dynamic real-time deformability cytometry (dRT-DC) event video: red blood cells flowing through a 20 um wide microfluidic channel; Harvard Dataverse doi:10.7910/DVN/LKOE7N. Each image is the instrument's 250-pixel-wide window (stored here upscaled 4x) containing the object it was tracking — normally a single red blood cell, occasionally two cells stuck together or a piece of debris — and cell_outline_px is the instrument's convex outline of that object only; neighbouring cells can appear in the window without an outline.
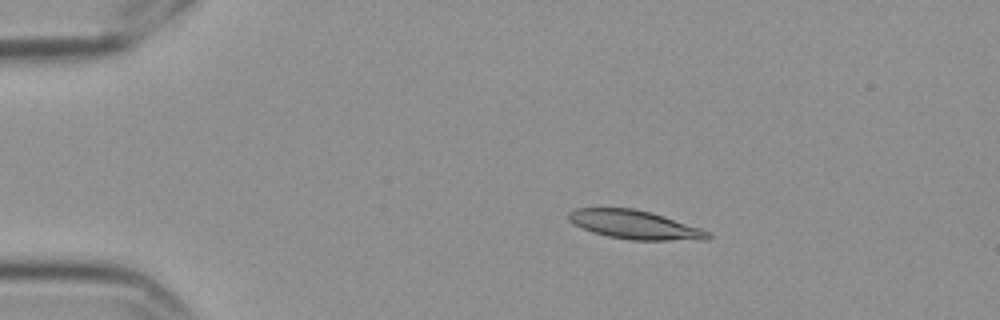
{"species": "Egyptian fruit bat (a non-hibernating species)", "species_latin": "Rousettus aegyptiacus", "temperature_condition": "cold", "stored_images_in_passage": 6, "camera_frame_rate_fps": 3000, "um_per_image_px": 0.085, "frame": {"image": 1, "passage_image": 3, "time_ms": 0.667, "image_size_px": [1000, 320], "cell_outline_px": [[712, 236], [708, 240], [632, 240], [608, 236], [592, 232], [568, 220], [568, 212], [576, 208], [632, 208], [652, 212], [700, 228], [708, 232]], "centroid_in_image_um": [53.97, 19.1], "position_along_channel_um": 31.0, "area_um2": 23.18}}
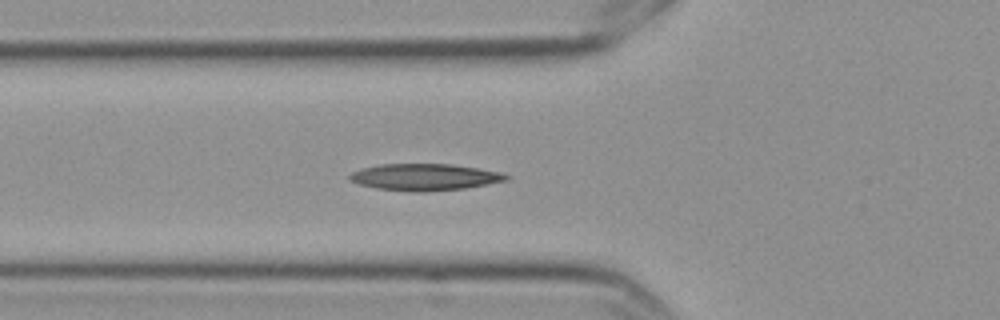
{"frame": {"image": 2, "passage_image": 6, "time_ms": 1.667, "image_size_px": [1000, 320], "cell_outline_px": [[512, 176], [508, 180], [464, 188], [424, 192], [416, 192], [376, 188], [360, 184], [348, 180], [348, 176], [352, 172], [364, 168], [380, 164], [452, 164], [500, 172]], "centroid_in_image_um": [36.1, 15.05], "position_along_channel_um": 89.7, "area_um2": 24.22}}